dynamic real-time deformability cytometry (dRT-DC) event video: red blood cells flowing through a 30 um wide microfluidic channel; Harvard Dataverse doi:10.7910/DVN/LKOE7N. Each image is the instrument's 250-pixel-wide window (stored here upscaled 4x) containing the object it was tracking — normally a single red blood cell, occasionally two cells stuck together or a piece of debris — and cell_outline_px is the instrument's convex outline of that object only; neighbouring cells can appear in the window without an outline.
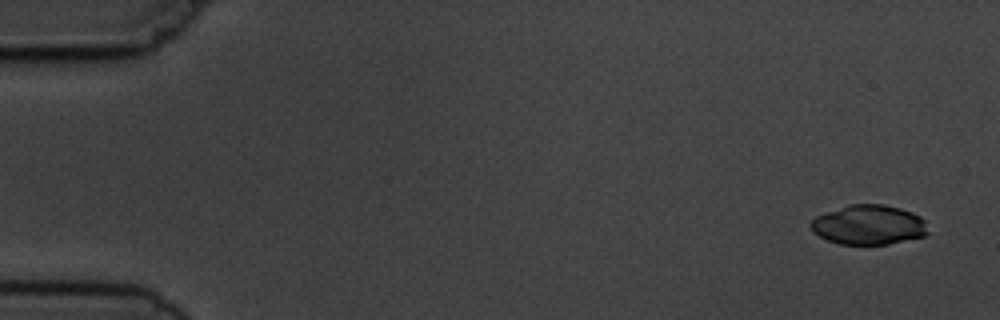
{"species": "common noctule bat (a hibernating species)", "species_latin": "Nyctalus noctula", "temperature_condition": "cold", "stored_images_in_passage": 6, "camera_frame_rate_fps": 3000, "um_per_image_px": 0.085, "animal": {"sex": "male", "body_mass_g": 19.5, "forearm_length_mm": 54.6}, "frame": {"image": 1, "passage_image": 1, "time_ms": 0.0, "image_size_px": [1000, 320], "cell_outline_px": [[928, 232], [924, 236], [888, 244], [840, 244], [828, 240], [812, 232], [808, 224], [816, 216], [848, 204], [884, 204], [900, 208], [912, 212], [920, 216], [924, 220]], "centroid_in_image_um": [73.82, 19.1], "position_along_channel_um": 11.2, "area_um2": 27.11}}